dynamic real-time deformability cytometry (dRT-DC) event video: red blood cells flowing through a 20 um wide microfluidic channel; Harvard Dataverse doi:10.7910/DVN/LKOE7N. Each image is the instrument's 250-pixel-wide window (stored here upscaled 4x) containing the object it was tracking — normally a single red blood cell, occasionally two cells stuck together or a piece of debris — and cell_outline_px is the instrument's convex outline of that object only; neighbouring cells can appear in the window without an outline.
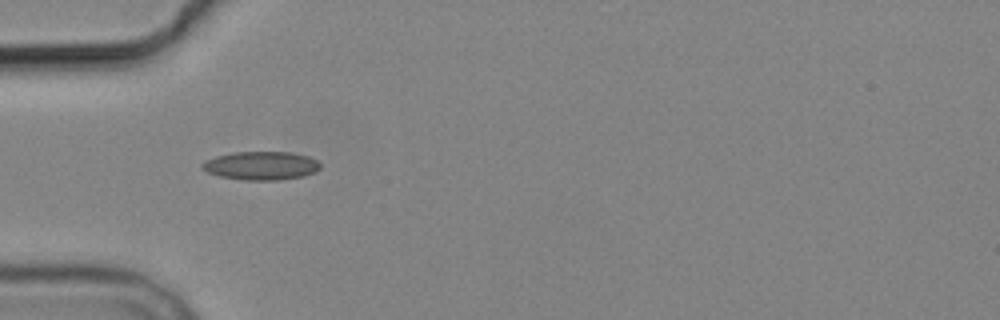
{"species": "common noctule bat (a hibernating species)", "species_latin": "Nyctalus noctula", "temperature_condition": "cold", "stored_images_in_passage": 2, "camera_frame_rate_fps": 3000, "um_per_image_px": 0.085, "animal": {"sex": "male", "body_mass_g": 19.2, "forearm_length_mm": 51.8}, "frame": {"image": 1, "passage_image": 2, "time_ms": 1.333, "image_size_px": [1000, 320], "cell_outline_px": [[320, 168], [316, 172], [304, 176], [280, 180], [244, 180], [220, 176], [208, 172], [200, 168], [200, 164], [204, 160], [216, 156], [236, 152], [288, 152], [308, 156], [316, 160], [320, 164]], "centroid_in_image_um": [22.18, 14.08], "position_along_channel_um": 62.8, "area_um2": 19.65}}